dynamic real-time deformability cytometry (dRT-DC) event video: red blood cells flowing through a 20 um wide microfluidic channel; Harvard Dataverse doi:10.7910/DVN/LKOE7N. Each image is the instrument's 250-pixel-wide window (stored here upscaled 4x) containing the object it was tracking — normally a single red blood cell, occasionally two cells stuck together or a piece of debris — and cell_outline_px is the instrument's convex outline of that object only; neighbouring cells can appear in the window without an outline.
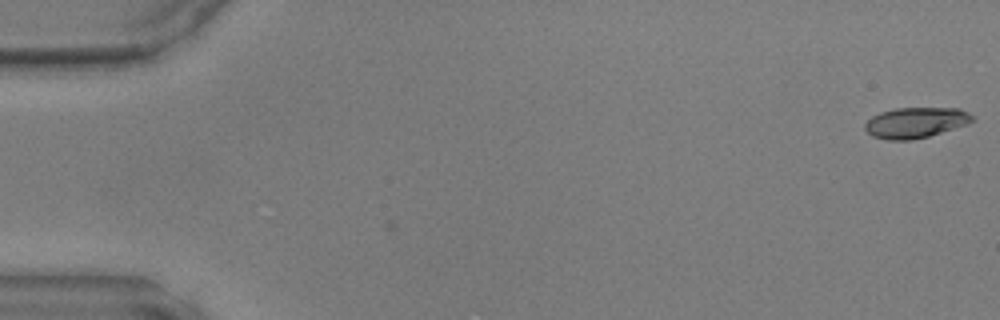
{"species": "common noctule bat (a hibernating species)", "species_latin": "Nyctalus noctula", "temperature_condition": "warm", "stored_images_in_passage": 48, "camera_frame_rate_fps": 3000, "um_per_image_px": 0.085, "animal": {"sex": "male", "body_mass_g": 17.9, "forearm_length_mm": 54.2}, "frame": {"image": 1, "passage_image": 1, "time_ms": 0.0, "image_size_px": [1000, 320], "cell_outline_px": [[972, 120], [964, 124], [928, 136], [912, 140], [888, 140], [872, 136], [864, 128], [864, 124], [872, 116], [880, 112], [896, 108], [960, 108], [968, 112], [972, 116]], "centroid_in_image_um": [77.76, 10.41], "position_along_channel_um": 7.2, "area_um2": 18.84}}
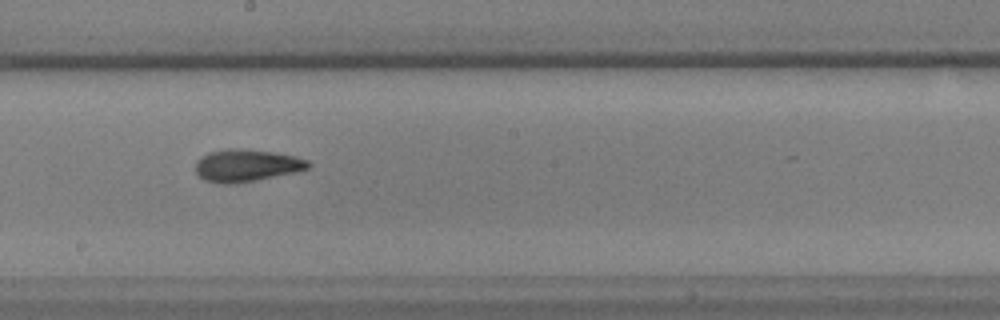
{"frame": {"image": 2, "passage_image": 27, "time_ms": 8.667, "image_size_px": [1000, 320], "cell_outline_px": [[312, 164], [308, 168], [296, 172], [236, 184], [220, 184], [204, 180], [196, 172], [196, 160], [200, 156], [208, 152], [228, 148], [240, 148], [272, 152], [296, 156], [308, 160]], "centroid_in_image_um": [20.94, 14.06], "position_along_channel_um": 227.3, "area_um2": 21.44}}
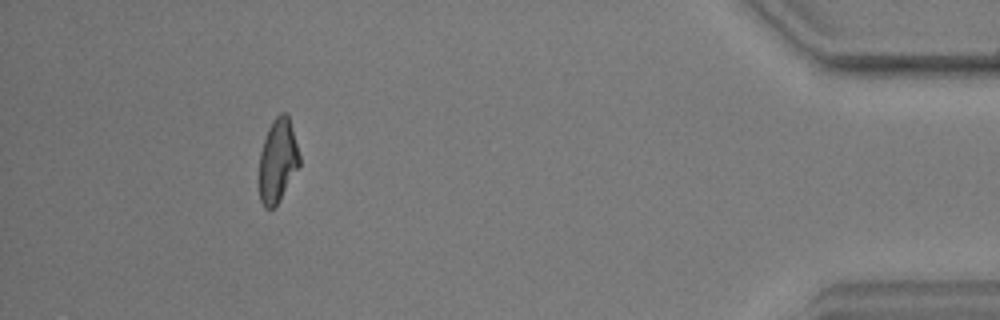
{"frame": {"image": 3, "passage_image": 44, "time_ms": 14.333, "image_size_px": [1000, 320], "cell_outline_px": [[300, 164], [280, 200], [272, 208], [264, 208], [260, 200], [260, 152], [268, 128], [276, 116], [280, 112], [288, 112], [300, 156]], "centroid_in_image_um": [23.62, 13.62], "position_along_channel_um": 411.6, "area_um2": 19.48}}